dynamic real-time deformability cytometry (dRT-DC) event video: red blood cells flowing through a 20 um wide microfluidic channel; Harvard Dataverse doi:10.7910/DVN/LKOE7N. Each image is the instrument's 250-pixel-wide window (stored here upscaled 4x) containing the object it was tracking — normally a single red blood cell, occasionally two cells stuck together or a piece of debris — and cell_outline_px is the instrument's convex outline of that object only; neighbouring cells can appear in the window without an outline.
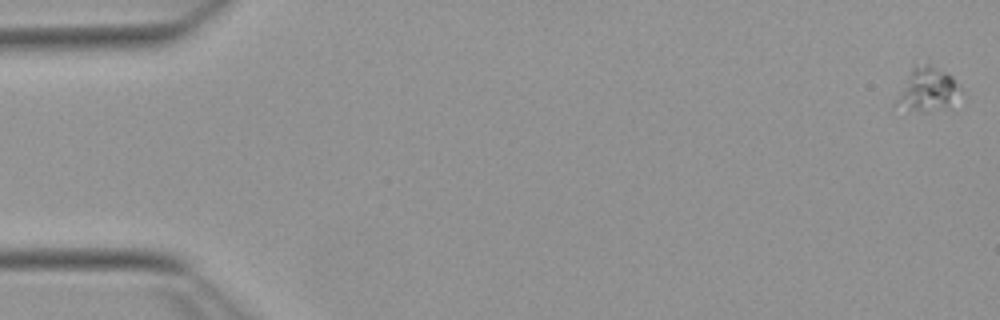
{"species": "Egyptian fruit bat (a non-hibernating species)", "species_latin": "Rousettus aegyptiacus", "temperature_condition": "warm", "stored_images_in_passage": 9, "camera_frame_rate_fps": 3000, "um_per_image_px": 0.085, "animal": {"sex": "female"}, "frame": {"image": 1, "passage_image": 1, "time_ms": 0.0, "image_size_px": [1000, 320], "cell_outline_px": [[960, 88], [944, 104], [928, 112], [924, 112], [892, 104], [912, 68], [916, 64], [928, 64], [952, 76]], "centroid_in_image_um": [78.71, 7.55], "position_along_channel_um": 6.3, "area_um2": 15.03}}